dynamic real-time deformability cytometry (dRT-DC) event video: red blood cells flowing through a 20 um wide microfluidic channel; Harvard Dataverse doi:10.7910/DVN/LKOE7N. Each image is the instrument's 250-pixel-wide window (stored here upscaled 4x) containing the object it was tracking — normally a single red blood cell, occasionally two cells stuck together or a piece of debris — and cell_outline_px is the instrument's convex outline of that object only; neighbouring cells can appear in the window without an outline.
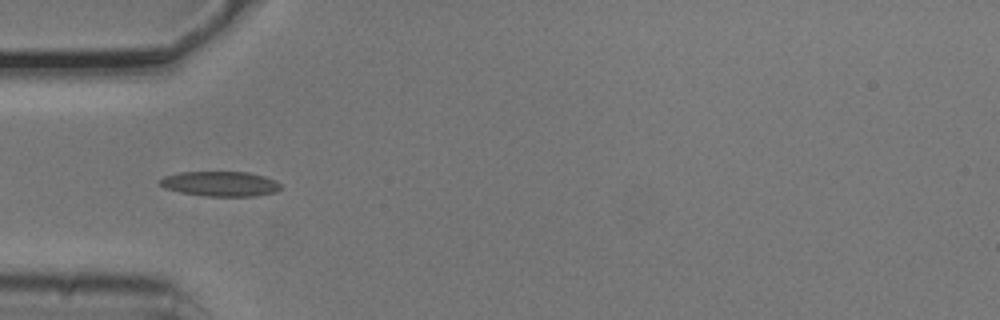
{"species": "common noctule bat (a hibernating species)", "species_latin": "Nyctalus noctula", "temperature_condition": "cold", "stored_images_in_passage": 9, "camera_frame_rate_fps": 3000, "um_per_image_px": 0.085, "animal": {"sex": "male", "body_mass_g": 20.5, "forearm_length_mm": 52.5}, "frame": {"image": 1, "passage_image": 3, "time_ms": 0.667, "image_size_px": [1000, 320], "cell_outline_px": [[280, 188], [276, 192], [256, 196], [204, 196], [180, 192], [164, 188], [160, 184], [160, 180], [164, 176], [180, 172], [248, 172], [264, 176], [276, 180], [280, 184]], "centroid_in_image_um": [18.73, 15.62], "position_along_channel_um": 66.3, "area_um2": 17.57}}
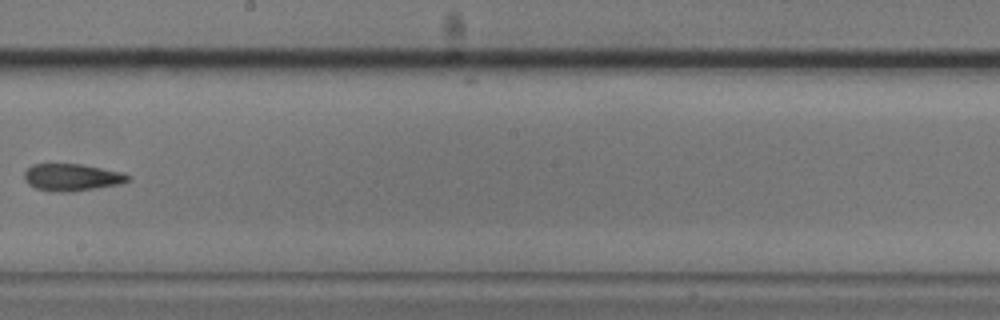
{"frame": {"image": 2, "passage_image": 7, "time_ms": 2.0, "image_size_px": [1000, 320], "cell_outline_px": [[132, 180], [120, 184], [72, 192], [56, 192], [36, 188], [28, 184], [24, 180], [24, 172], [32, 164], [80, 164], [124, 172], [132, 176]], "centroid_in_image_um": [6.15, 15.07], "position_along_channel_um": 242.0, "area_um2": 16.59}}
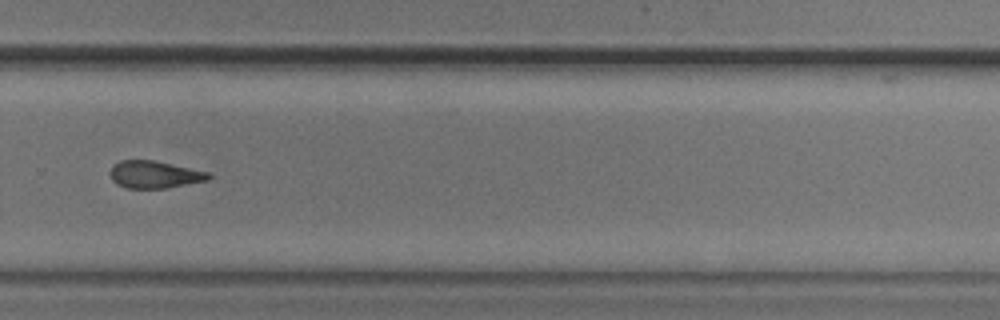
{"frame": {"image": 3, "passage_image": 9, "time_ms": 2.667, "image_size_px": [1000, 320], "cell_outline_px": [[212, 176], [208, 180], [168, 188], [128, 188], [116, 184], [112, 180], [108, 172], [112, 164], [120, 160], [156, 160], [212, 172]], "centroid_in_image_um": [13.15, 14.82], "position_along_channel_um": 316.7, "area_um2": 16.13}}